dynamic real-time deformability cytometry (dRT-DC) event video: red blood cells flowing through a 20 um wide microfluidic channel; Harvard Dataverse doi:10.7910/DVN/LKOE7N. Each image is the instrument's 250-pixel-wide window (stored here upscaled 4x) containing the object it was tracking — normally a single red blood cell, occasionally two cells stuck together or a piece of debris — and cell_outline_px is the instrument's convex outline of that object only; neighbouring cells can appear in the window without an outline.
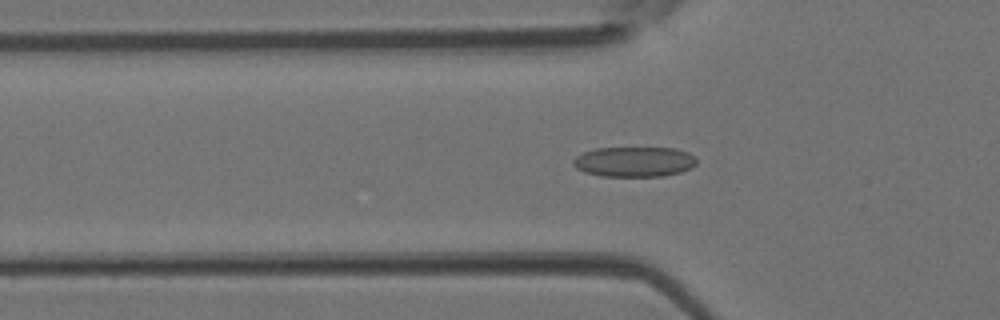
{"species": "Egyptian fruit bat (a non-hibernating species)", "species_latin": "Rousettus aegyptiacus", "temperature_condition": "room temperature", "stored_images_in_passage": 43, "camera_frame_rate_fps": 3000, "um_per_image_px": 0.085, "animal": {"sex": "female"}, "frame": {"image": 1, "passage_image": 14, "time_ms": 4.333, "image_size_px": [1000, 320], "cell_outline_px": [[696, 164], [692, 168], [680, 172], [664, 176], [600, 176], [584, 172], [576, 168], [572, 164], [572, 160], [576, 156], [584, 152], [596, 148], [676, 148], [688, 152], [696, 156]], "centroid_in_image_um": [53.92, 13.75], "position_along_channel_um": 71.9, "area_um2": 21.85}}
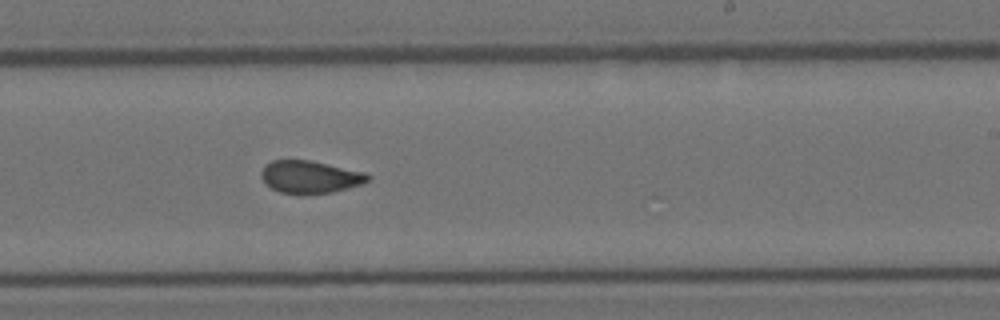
{"frame": {"image": 2, "passage_image": 26, "time_ms": 8.333, "image_size_px": [1000, 320], "cell_outline_px": [[372, 176], [368, 180], [360, 184], [348, 188], [332, 192], [300, 196], [280, 192], [272, 188], [260, 176], [260, 172], [264, 164], [272, 160], [312, 160], [364, 172]], "centroid_in_image_um": [26.33, 15.05], "position_along_channel_um": 262.7, "area_um2": 20.52}}
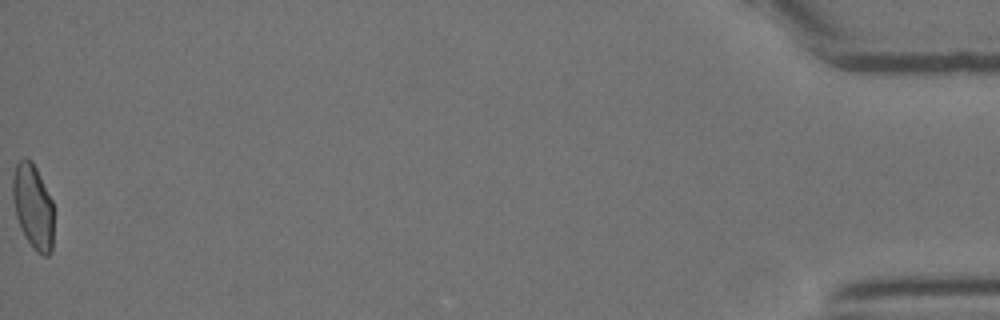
{"frame": {"image": 3, "passage_image": 43, "time_ms": 14.0, "image_size_px": [1000, 320], "cell_outline_px": [[52, 252], [48, 256], [44, 256], [36, 252], [32, 248], [16, 216], [12, 196], [12, 176], [16, 164], [20, 160], [32, 160], [52, 200]], "centroid_in_image_um": [2.8, 17.56], "position_along_channel_um": 432.4, "area_um2": 19.94}}